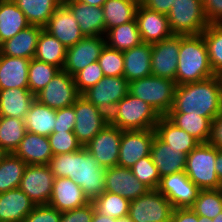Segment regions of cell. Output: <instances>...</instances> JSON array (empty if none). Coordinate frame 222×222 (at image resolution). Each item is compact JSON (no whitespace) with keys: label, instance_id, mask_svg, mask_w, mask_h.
I'll return each mask as SVG.
<instances>
[{"label":"cell","instance_id":"obj_1","mask_svg":"<svg viewBox=\"0 0 222 222\" xmlns=\"http://www.w3.org/2000/svg\"><path fill=\"white\" fill-rule=\"evenodd\" d=\"M48 165L54 178H71L83 189L90 202L104 192L106 168L101 167L85 147L55 155Z\"/></svg>","mask_w":222,"mask_h":222},{"label":"cell","instance_id":"obj_2","mask_svg":"<svg viewBox=\"0 0 222 222\" xmlns=\"http://www.w3.org/2000/svg\"><path fill=\"white\" fill-rule=\"evenodd\" d=\"M222 112V76L178 85L169 113H187L208 117L212 121Z\"/></svg>","mask_w":222,"mask_h":222},{"label":"cell","instance_id":"obj_3","mask_svg":"<svg viewBox=\"0 0 222 222\" xmlns=\"http://www.w3.org/2000/svg\"><path fill=\"white\" fill-rule=\"evenodd\" d=\"M215 76L203 35H180L176 86Z\"/></svg>","mask_w":222,"mask_h":222},{"label":"cell","instance_id":"obj_4","mask_svg":"<svg viewBox=\"0 0 222 222\" xmlns=\"http://www.w3.org/2000/svg\"><path fill=\"white\" fill-rule=\"evenodd\" d=\"M160 115L146 102L128 93L109 114V123L121 130L155 129Z\"/></svg>","mask_w":222,"mask_h":222},{"label":"cell","instance_id":"obj_5","mask_svg":"<svg viewBox=\"0 0 222 222\" xmlns=\"http://www.w3.org/2000/svg\"><path fill=\"white\" fill-rule=\"evenodd\" d=\"M175 88L174 80L154 75L129 83V93L149 104L160 116L172 109Z\"/></svg>","mask_w":222,"mask_h":222},{"label":"cell","instance_id":"obj_6","mask_svg":"<svg viewBox=\"0 0 222 222\" xmlns=\"http://www.w3.org/2000/svg\"><path fill=\"white\" fill-rule=\"evenodd\" d=\"M219 149L210 143H200L186 157L185 173L201 190L220 189L215 161Z\"/></svg>","mask_w":222,"mask_h":222},{"label":"cell","instance_id":"obj_7","mask_svg":"<svg viewBox=\"0 0 222 222\" xmlns=\"http://www.w3.org/2000/svg\"><path fill=\"white\" fill-rule=\"evenodd\" d=\"M167 17L173 35H200L209 25L203 0H175Z\"/></svg>","mask_w":222,"mask_h":222},{"label":"cell","instance_id":"obj_8","mask_svg":"<svg viewBox=\"0 0 222 222\" xmlns=\"http://www.w3.org/2000/svg\"><path fill=\"white\" fill-rule=\"evenodd\" d=\"M173 209L161 192L157 189L149 190L130 201L128 216L133 222H170Z\"/></svg>","mask_w":222,"mask_h":222},{"label":"cell","instance_id":"obj_9","mask_svg":"<svg viewBox=\"0 0 222 222\" xmlns=\"http://www.w3.org/2000/svg\"><path fill=\"white\" fill-rule=\"evenodd\" d=\"M73 106L76 115L73 131L78 142L84 147L109 123V115L82 95Z\"/></svg>","mask_w":222,"mask_h":222},{"label":"cell","instance_id":"obj_10","mask_svg":"<svg viewBox=\"0 0 222 222\" xmlns=\"http://www.w3.org/2000/svg\"><path fill=\"white\" fill-rule=\"evenodd\" d=\"M81 96L74 77L66 71L60 70L56 76L35 95L40 103L53 109H60L72 106Z\"/></svg>","mask_w":222,"mask_h":222},{"label":"cell","instance_id":"obj_11","mask_svg":"<svg viewBox=\"0 0 222 222\" xmlns=\"http://www.w3.org/2000/svg\"><path fill=\"white\" fill-rule=\"evenodd\" d=\"M129 93V82L122 76H105L82 96L109 115L115 105Z\"/></svg>","mask_w":222,"mask_h":222},{"label":"cell","instance_id":"obj_12","mask_svg":"<svg viewBox=\"0 0 222 222\" xmlns=\"http://www.w3.org/2000/svg\"><path fill=\"white\" fill-rule=\"evenodd\" d=\"M54 175L48 164L26 165L20 181L21 189L37 205L49 203L52 195Z\"/></svg>","mask_w":222,"mask_h":222},{"label":"cell","instance_id":"obj_13","mask_svg":"<svg viewBox=\"0 0 222 222\" xmlns=\"http://www.w3.org/2000/svg\"><path fill=\"white\" fill-rule=\"evenodd\" d=\"M122 131L120 128L108 123L84 146L101 167L111 168L117 166Z\"/></svg>","mask_w":222,"mask_h":222},{"label":"cell","instance_id":"obj_14","mask_svg":"<svg viewBox=\"0 0 222 222\" xmlns=\"http://www.w3.org/2000/svg\"><path fill=\"white\" fill-rule=\"evenodd\" d=\"M105 45V36H84L74 46L67 48L62 70L74 77L89 64L98 61Z\"/></svg>","mask_w":222,"mask_h":222},{"label":"cell","instance_id":"obj_15","mask_svg":"<svg viewBox=\"0 0 222 222\" xmlns=\"http://www.w3.org/2000/svg\"><path fill=\"white\" fill-rule=\"evenodd\" d=\"M157 190L170 201L175 209L190 208L201 189L182 171L161 177Z\"/></svg>","mask_w":222,"mask_h":222},{"label":"cell","instance_id":"obj_16","mask_svg":"<svg viewBox=\"0 0 222 222\" xmlns=\"http://www.w3.org/2000/svg\"><path fill=\"white\" fill-rule=\"evenodd\" d=\"M155 129L122 131L117 165L131 168L138 160L150 155Z\"/></svg>","mask_w":222,"mask_h":222},{"label":"cell","instance_id":"obj_17","mask_svg":"<svg viewBox=\"0 0 222 222\" xmlns=\"http://www.w3.org/2000/svg\"><path fill=\"white\" fill-rule=\"evenodd\" d=\"M179 49L180 35L152 44V75L174 80L176 83Z\"/></svg>","mask_w":222,"mask_h":222},{"label":"cell","instance_id":"obj_18","mask_svg":"<svg viewBox=\"0 0 222 222\" xmlns=\"http://www.w3.org/2000/svg\"><path fill=\"white\" fill-rule=\"evenodd\" d=\"M150 189L138 181L130 168L114 166L106 168L104 191L122 195L129 201L146 194Z\"/></svg>","mask_w":222,"mask_h":222},{"label":"cell","instance_id":"obj_19","mask_svg":"<svg viewBox=\"0 0 222 222\" xmlns=\"http://www.w3.org/2000/svg\"><path fill=\"white\" fill-rule=\"evenodd\" d=\"M135 19L142 42L154 44L173 36L166 14L138 5Z\"/></svg>","mask_w":222,"mask_h":222},{"label":"cell","instance_id":"obj_20","mask_svg":"<svg viewBox=\"0 0 222 222\" xmlns=\"http://www.w3.org/2000/svg\"><path fill=\"white\" fill-rule=\"evenodd\" d=\"M44 30L56 37L66 48L74 46L84 37L77 20L65 4L60 5L52 14Z\"/></svg>","mask_w":222,"mask_h":222},{"label":"cell","instance_id":"obj_21","mask_svg":"<svg viewBox=\"0 0 222 222\" xmlns=\"http://www.w3.org/2000/svg\"><path fill=\"white\" fill-rule=\"evenodd\" d=\"M90 203L83 189L71 178H55L49 205L60 212L73 210Z\"/></svg>","mask_w":222,"mask_h":222},{"label":"cell","instance_id":"obj_22","mask_svg":"<svg viewBox=\"0 0 222 222\" xmlns=\"http://www.w3.org/2000/svg\"><path fill=\"white\" fill-rule=\"evenodd\" d=\"M150 156L160 177L185 171L187 155L163 142L157 135L152 141Z\"/></svg>","mask_w":222,"mask_h":222},{"label":"cell","instance_id":"obj_23","mask_svg":"<svg viewBox=\"0 0 222 222\" xmlns=\"http://www.w3.org/2000/svg\"><path fill=\"white\" fill-rule=\"evenodd\" d=\"M77 20L81 33L88 36L106 35L104 13L102 7H96L79 1L65 4Z\"/></svg>","mask_w":222,"mask_h":222},{"label":"cell","instance_id":"obj_24","mask_svg":"<svg viewBox=\"0 0 222 222\" xmlns=\"http://www.w3.org/2000/svg\"><path fill=\"white\" fill-rule=\"evenodd\" d=\"M13 154L27 165H46L53 157L49 138L28 131Z\"/></svg>","mask_w":222,"mask_h":222},{"label":"cell","instance_id":"obj_25","mask_svg":"<svg viewBox=\"0 0 222 222\" xmlns=\"http://www.w3.org/2000/svg\"><path fill=\"white\" fill-rule=\"evenodd\" d=\"M124 78L130 83L152 75V44H141L123 52Z\"/></svg>","mask_w":222,"mask_h":222},{"label":"cell","instance_id":"obj_26","mask_svg":"<svg viewBox=\"0 0 222 222\" xmlns=\"http://www.w3.org/2000/svg\"><path fill=\"white\" fill-rule=\"evenodd\" d=\"M31 59L0 54V90L28 88Z\"/></svg>","mask_w":222,"mask_h":222},{"label":"cell","instance_id":"obj_27","mask_svg":"<svg viewBox=\"0 0 222 222\" xmlns=\"http://www.w3.org/2000/svg\"><path fill=\"white\" fill-rule=\"evenodd\" d=\"M44 28L30 25L0 44V54L11 57L34 58L41 31Z\"/></svg>","mask_w":222,"mask_h":222},{"label":"cell","instance_id":"obj_28","mask_svg":"<svg viewBox=\"0 0 222 222\" xmlns=\"http://www.w3.org/2000/svg\"><path fill=\"white\" fill-rule=\"evenodd\" d=\"M36 205L19 188L0 194V222H22Z\"/></svg>","mask_w":222,"mask_h":222},{"label":"cell","instance_id":"obj_29","mask_svg":"<svg viewBox=\"0 0 222 222\" xmlns=\"http://www.w3.org/2000/svg\"><path fill=\"white\" fill-rule=\"evenodd\" d=\"M35 95L29 88L0 90V116L25 119Z\"/></svg>","mask_w":222,"mask_h":222},{"label":"cell","instance_id":"obj_30","mask_svg":"<svg viewBox=\"0 0 222 222\" xmlns=\"http://www.w3.org/2000/svg\"><path fill=\"white\" fill-rule=\"evenodd\" d=\"M156 135L165 143L188 155L200 142L178 128L166 116H161L155 126Z\"/></svg>","mask_w":222,"mask_h":222},{"label":"cell","instance_id":"obj_31","mask_svg":"<svg viewBox=\"0 0 222 222\" xmlns=\"http://www.w3.org/2000/svg\"><path fill=\"white\" fill-rule=\"evenodd\" d=\"M24 121L28 132L48 137L54 131L56 109L49 108L35 99Z\"/></svg>","mask_w":222,"mask_h":222},{"label":"cell","instance_id":"obj_32","mask_svg":"<svg viewBox=\"0 0 222 222\" xmlns=\"http://www.w3.org/2000/svg\"><path fill=\"white\" fill-rule=\"evenodd\" d=\"M30 26L13 0H0V44Z\"/></svg>","mask_w":222,"mask_h":222},{"label":"cell","instance_id":"obj_33","mask_svg":"<svg viewBox=\"0 0 222 222\" xmlns=\"http://www.w3.org/2000/svg\"><path fill=\"white\" fill-rule=\"evenodd\" d=\"M166 117L200 143H209L212 129L210 118L187 113H168Z\"/></svg>","mask_w":222,"mask_h":222},{"label":"cell","instance_id":"obj_34","mask_svg":"<svg viewBox=\"0 0 222 222\" xmlns=\"http://www.w3.org/2000/svg\"><path fill=\"white\" fill-rule=\"evenodd\" d=\"M30 25L44 28L61 5L57 0H13Z\"/></svg>","mask_w":222,"mask_h":222},{"label":"cell","instance_id":"obj_35","mask_svg":"<svg viewBox=\"0 0 222 222\" xmlns=\"http://www.w3.org/2000/svg\"><path fill=\"white\" fill-rule=\"evenodd\" d=\"M67 48L44 29L41 31L34 58L63 69Z\"/></svg>","mask_w":222,"mask_h":222},{"label":"cell","instance_id":"obj_36","mask_svg":"<svg viewBox=\"0 0 222 222\" xmlns=\"http://www.w3.org/2000/svg\"><path fill=\"white\" fill-rule=\"evenodd\" d=\"M105 37L109 47L122 52L142 43L136 19L110 28Z\"/></svg>","mask_w":222,"mask_h":222},{"label":"cell","instance_id":"obj_37","mask_svg":"<svg viewBox=\"0 0 222 222\" xmlns=\"http://www.w3.org/2000/svg\"><path fill=\"white\" fill-rule=\"evenodd\" d=\"M138 5L132 0H106L102 7L106 32L134 20Z\"/></svg>","mask_w":222,"mask_h":222},{"label":"cell","instance_id":"obj_38","mask_svg":"<svg viewBox=\"0 0 222 222\" xmlns=\"http://www.w3.org/2000/svg\"><path fill=\"white\" fill-rule=\"evenodd\" d=\"M26 165L13 153L0 157V194L19 187Z\"/></svg>","mask_w":222,"mask_h":222},{"label":"cell","instance_id":"obj_39","mask_svg":"<svg viewBox=\"0 0 222 222\" xmlns=\"http://www.w3.org/2000/svg\"><path fill=\"white\" fill-rule=\"evenodd\" d=\"M26 132L23 119L0 116V150L14 153Z\"/></svg>","mask_w":222,"mask_h":222},{"label":"cell","instance_id":"obj_40","mask_svg":"<svg viewBox=\"0 0 222 222\" xmlns=\"http://www.w3.org/2000/svg\"><path fill=\"white\" fill-rule=\"evenodd\" d=\"M208 48L210 65L215 75L222 76V23H211L201 33Z\"/></svg>","mask_w":222,"mask_h":222},{"label":"cell","instance_id":"obj_41","mask_svg":"<svg viewBox=\"0 0 222 222\" xmlns=\"http://www.w3.org/2000/svg\"><path fill=\"white\" fill-rule=\"evenodd\" d=\"M95 210L113 218L128 216L130 201L122 195L104 191L92 201Z\"/></svg>","mask_w":222,"mask_h":222},{"label":"cell","instance_id":"obj_42","mask_svg":"<svg viewBox=\"0 0 222 222\" xmlns=\"http://www.w3.org/2000/svg\"><path fill=\"white\" fill-rule=\"evenodd\" d=\"M61 69L32 58L29 63L28 88L34 94H38Z\"/></svg>","mask_w":222,"mask_h":222},{"label":"cell","instance_id":"obj_43","mask_svg":"<svg viewBox=\"0 0 222 222\" xmlns=\"http://www.w3.org/2000/svg\"><path fill=\"white\" fill-rule=\"evenodd\" d=\"M190 208L199 216L215 218L222 212V188L200 190Z\"/></svg>","mask_w":222,"mask_h":222},{"label":"cell","instance_id":"obj_44","mask_svg":"<svg viewBox=\"0 0 222 222\" xmlns=\"http://www.w3.org/2000/svg\"><path fill=\"white\" fill-rule=\"evenodd\" d=\"M98 62L102 68L104 76L124 77V55L122 51L111 48L106 44L98 58Z\"/></svg>","mask_w":222,"mask_h":222},{"label":"cell","instance_id":"obj_45","mask_svg":"<svg viewBox=\"0 0 222 222\" xmlns=\"http://www.w3.org/2000/svg\"><path fill=\"white\" fill-rule=\"evenodd\" d=\"M130 169L138 181L146 185L150 190L158 188L161 177L150 155L138 160Z\"/></svg>","mask_w":222,"mask_h":222},{"label":"cell","instance_id":"obj_46","mask_svg":"<svg viewBox=\"0 0 222 222\" xmlns=\"http://www.w3.org/2000/svg\"><path fill=\"white\" fill-rule=\"evenodd\" d=\"M53 156L78 151L82 145L74 131L53 132L48 136Z\"/></svg>","mask_w":222,"mask_h":222},{"label":"cell","instance_id":"obj_47","mask_svg":"<svg viewBox=\"0 0 222 222\" xmlns=\"http://www.w3.org/2000/svg\"><path fill=\"white\" fill-rule=\"evenodd\" d=\"M104 73L98 61L89 64L74 76L75 85L82 95L104 78Z\"/></svg>","mask_w":222,"mask_h":222},{"label":"cell","instance_id":"obj_48","mask_svg":"<svg viewBox=\"0 0 222 222\" xmlns=\"http://www.w3.org/2000/svg\"><path fill=\"white\" fill-rule=\"evenodd\" d=\"M61 214L49 204L37 205L22 222H60Z\"/></svg>","mask_w":222,"mask_h":222},{"label":"cell","instance_id":"obj_49","mask_svg":"<svg viewBox=\"0 0 222 222\" xmlns=\"http://www.w3.org/2000/svg\"><path fill=\"white\" fill-rule=\"evenodd\" d=\"M76 115L74 106L56 109V123L53 132L73 131Z\"/></svg>","mask_w":222,"mask_h":222},{"label":"cell","instance_id":"obj_50","mask_svg":"<svg viewBox=\"0 0 222 222\" xmlns=\"http://www.w3.org/2000/svg\"><path fill=\"white\" fill-rule=\"evenodd\" d=\"M93 214L94 205L90 202L80 208L62 212L60 222H92Z\"/></svg>","mask_w":222,"mask_h":222},{"label":"cell","instance_id":"obj_51","mask_svg":"<svg viewBox=\"0 0 222 222\" xmlns=\"http://www.w3.org/2000/svg\"><path fill=\"white\" fill-rule=\"evenodd\" d=\"M203 11L209 24L222 23V0H203Z\"/></svg>","mask_w":222,"mask_h":222},{"label":"cell","instance_id":"obj_52","mask_svg":"<svg viewBox=\"0 0 222 222\" xmlns=\"http://www.w3.org/2000/svg\"><path fill=\"white\" fill-rule=\"evenodd\" d=\"M170 222H198V215L191 208H175Z\"/></svg>","mask_w":222,"mask_h":222},{"label":"cell","instance_id":"obj_53","mask_svg":"<svg viewBox=\"0 0 222 222\" xmlns=\"http://www.w3.org/2000/svg\"><path fill=\"white\" fill-rule=\"evenodd\" d=\"M174 1L175 0H143L141 5L149 10L167 15Z\"/></svg>","mask_w":222,"mask_h":222},{"label":"cell","instance_id":"obj_54","mask_svg":"<svg viewBox=\"0 0 222 222\" xmlns=\"http://www.w3.org/2000/svg\"><path fill=\"white\" fill-rule=\"evenodd\" d=\"M209 143L218 149H222V112L212 121Z\"/></svg>","mask_w":222,"mask_h":222},{"label":"cell","instance_id":"obj_55","mask_svg":"<svg viewBox=\"0 0 222 222\" xmlns=\"http://www.w3.org/2000/svg\"><path fill=\"white\" fill-rule=\"evenodd\" d=\"M215 170L217 173V177L222 183V149H219V152L217 153L216 156V161H215Z\"/></svg>","mask_w":222,"mask_h":222},{"label":"cell","instance_id":"obj_56","mask_svg":"<svg viewBox=\"0 0 222 222\" xmlns=\"http://www.w3.org/2000/svg\"><path fill=\"white\" fill-rule=\"evenodd\" d=\"M92 222H116V218L108 217L106 215L100 214L94 208Z\"/></svg>","mask_w":222,"mask_h":222},{"label":"cell","instance_id":"obj_57","mask_svg":"<svg viewBox=\"0 0 222 222\" xmlns=\"http://www.w3.org/2000/svg\"><path fill=\"white\" fill-rule=\"evenodd\" d=\"M84 4L96 6V7H103V4L106 0H76Z\"/></svg>","mask_w":222,"mask_h":222},{"label":"cell","instance_id":"obj_58","mask_svg":"<svg viewBox=\"0 0 222 222\" xmlns=\"http://www.w3.org/2000/svg\"><path fill=\"white\" fill-rule=\"evenodd\" d=\"M116 222H133L129 216H125V217H120L118 219H116Z\"/></svg>","mask_w":222,"mask_h":222},{"label":"cell","instance_id":"obj_59","mask_svg":"<svg viewBox=\"0 0 222 222\" xmlns=\"http://www.w3.org/2000/svg\"><path fill=\"white\" fill-rule=\"evenodd\" d=\"M198 222H213L212 219L198 215Z\"/></svg>","mask_w":222,"mask_h":222},{"label":"cell","instance_id":"obj_60","mask_svg":"<svg viewBox=\"0 0 222 222\" xmlns=\"http://www.w3.org/2000/svg\"><path fill=\"white\" fill-rule=\"evenodd\" d=\"M213 222H222V212H220L215 218L212 219Z\"/></svg>","mask_w":222,"mask_h":222},{"label":"cell","instance_id":"obj_61","mask_svg":"<svg viewBox=\"0 0 222 222\" xmlns=\"http://www.w3.org/2000/svg\"><path fill=\"white\" fill-rule=\"evenodd\" d=\"M61 5H64L66 4L67 2H71V1H74V0H57Z\"/></svg>","mask_w":222,"mask_h":222},{"label":"cell","instance_id":"obj_62","mask_svg":"<svg viewBox=\"0 0 222 222\" xmlns=\"http://www.w3.org/2000/svg\"><path fill=\"white\" fill-rule=\"evenodd\" d=\"M132 1H135L137 2L138 4H141L143 2V0H132Z\"/></svg>","mask_w":222,"mask_h":222},{"label":"cell","instance_id":"obj_63","mask_svg":"<svg viewBox=\"0 0 222 222\" xmlns=\"http://www.w3.org/2000/svg\"><path fill=\"white\" fill-rule=\"evenodd\" d=\"M4 153L0 150V157L3 155Z\"/></svg>","mask_w":222,"mask_h":222}]
</instances>
